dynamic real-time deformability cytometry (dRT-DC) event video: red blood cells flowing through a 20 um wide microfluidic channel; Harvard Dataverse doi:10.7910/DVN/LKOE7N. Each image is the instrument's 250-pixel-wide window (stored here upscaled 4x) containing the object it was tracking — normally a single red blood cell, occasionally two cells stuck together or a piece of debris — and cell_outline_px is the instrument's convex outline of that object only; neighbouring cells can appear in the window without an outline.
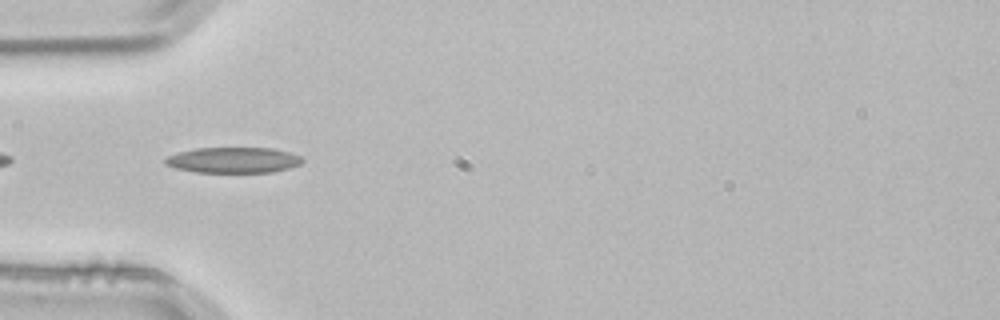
{"species": "common noctule bat (a hibernating species)", "species_latin": "Nyctalus noctula", "temperature_condition": "room temperature", "stored_images_in_passage": 3, "camera_frame_rate_fps": 3000, "um_per_image_px": 0.085, "animal": {"sex": "male", "body_mass_g": 21.5, "forearm_length_mm": 52.0}, "frame": {"image": 1, "passage_image": 3, "time_ms": 0.667, "image_size_px": [1000, 320], "cell_outline_px": [[304, 160], [300, 164], [288, 168], [272, 172], [196, 172], [176, 168], [164, 164], [164, 160], [168, 156], [180, 152], [196, 148], [272, 148], [288, 152], [300, 156]], "centroid_in_image_um": [19.83, 13.61], "position_along_channel_um": 65.2, "area_um2": 20.35}}